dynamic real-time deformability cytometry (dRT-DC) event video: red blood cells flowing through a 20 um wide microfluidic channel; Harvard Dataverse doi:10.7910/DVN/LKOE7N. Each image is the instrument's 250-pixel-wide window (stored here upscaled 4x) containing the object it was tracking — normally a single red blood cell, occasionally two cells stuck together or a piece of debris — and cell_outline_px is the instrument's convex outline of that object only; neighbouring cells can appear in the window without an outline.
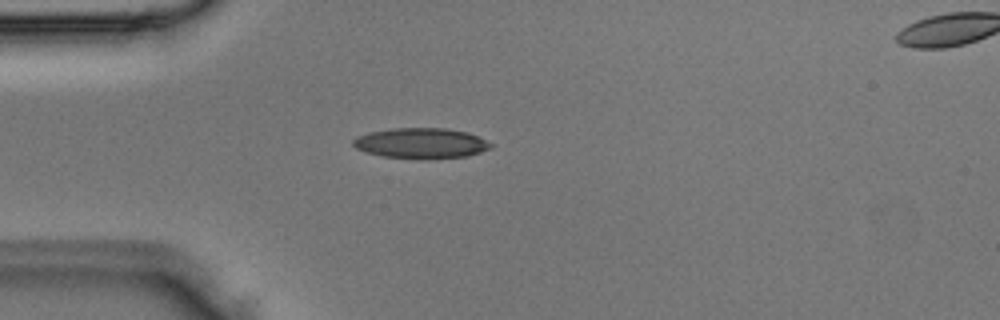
{"species": "Egyptian fruit bat (a non-hibernating species)", "species_latin": "Rousettus aegyptiacus", "temperature_condition": "room temperature", "stored_images_in_passage": 2, "segment_of_instrument_passage": [1, 2], "camera_frame_rate_fps": 3000, "um_per_image_px": 0.085, "animal": {"sex": "male"}, "frame": {"image": 1, "passage_image": 1, "time_ms": 0.0, "image_size_px": [1000, 320], "cell_outline_px": [[492, 148], [468, 156], [428, 160], [424, 160], [384, 156], [364, 152], [356, 148], [352, 144], [352, 140], [356, 136], [368, 132], [392, 128], [444, 128], [468, 132], [492, 144]], "centroid_in_image_um": [35.76, 12.18], "position_along_channel_um": 49.2, "area_um2": 24.74}}